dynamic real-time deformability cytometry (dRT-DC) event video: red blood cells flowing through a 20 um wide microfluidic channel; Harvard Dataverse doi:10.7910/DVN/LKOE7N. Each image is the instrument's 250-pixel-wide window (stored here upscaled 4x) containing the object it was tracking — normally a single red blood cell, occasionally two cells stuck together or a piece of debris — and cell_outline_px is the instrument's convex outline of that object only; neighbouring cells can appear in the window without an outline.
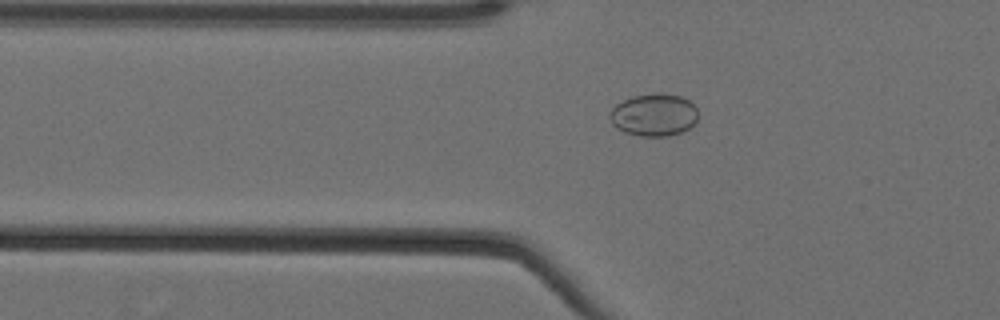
{"species": "Egyptian fruit bat (a non-hibernating species)", "species_latin": "Rousettus aegyptiacus", "temperature_condition": "cold", "stored_images_in_passage": 26, "camera_frame_rate_fps": 3000, "um_per_image_px": 0.085, "animal": {"sex": "female"}, "frame": {"image": 1, "passage_image": 13, "time_ms": 4.0, "image_size_px": [1000, 320], "cell_outline_px": [[696, 120], [688, 128], [680, 132], [668, 136], [640, 136], [624, 132], [616, 128], [612, 124], [608, 116], [608, 112], [616, 104], [632, 96], [656, 92], [664, 92], [680, 96], [688, 100], [696, 108]], "centroid_in_image_um": [55.53, 9.75], "position_along_channel_um": 70.3, "area_um2": 21.96}}
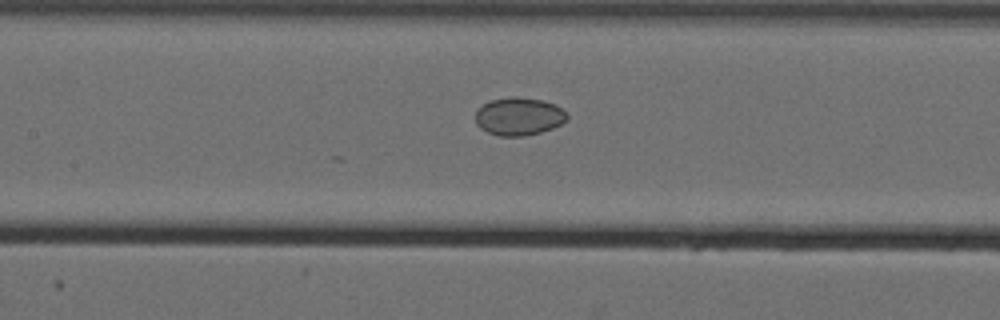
{"frame": {"image": 2, "passage_image": 21, "time_ms": 6.667, "image_size_px": [1000, 320], "cell_outline_px": [[568, 120], [552, 128], [540, 132], [524, 136], [500, 136], [488, 132], [480, 128], [476, 124], [476, 112], [484, 104], [492, 100], [508, 96], [516, 96], [544, 100], [556, 104], [568, 112]], "centroid_in_image_um": [44.15, 9.88], "position_along_channel_um": 163.3, "area_um2": 20.4}}
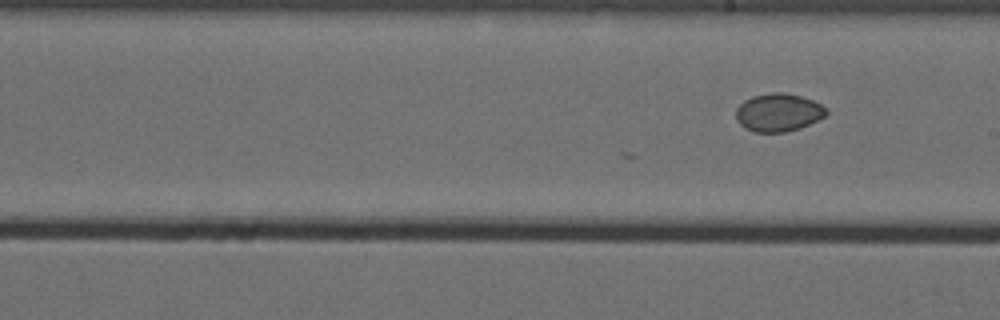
{"frame": {"image": 3, "passage_image": 26, "time_ms": 8.333, "image_size_px": [1000, 320], "cell_outline_px": [[828, 112], [824, 116], [800, 128], [784, 132], [752, 132], [744, 128], [736, 120], [736, 108], [744, 100], [752, 96], [776, 92], [784, 92], [800, 96], [812, 100], [828, 108]], "centroid_in_image_um": [66.13, 9.56], "position_along_channel_um": 222.9, "area_um2": 20.0}}